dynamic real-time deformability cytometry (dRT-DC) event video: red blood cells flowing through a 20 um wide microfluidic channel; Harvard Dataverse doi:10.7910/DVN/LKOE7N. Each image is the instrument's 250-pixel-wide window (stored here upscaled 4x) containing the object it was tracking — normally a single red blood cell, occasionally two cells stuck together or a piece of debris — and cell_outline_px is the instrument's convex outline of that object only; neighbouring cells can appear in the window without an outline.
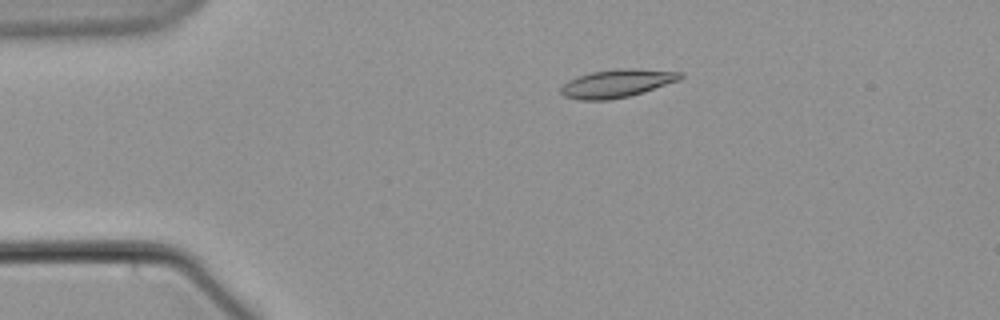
{"species": "common noctule bat (a hibernating species)", "species_latin": "Nyctalus noctula", "temperature_condition": "warm", "stored_images_in_passage": 4, "camera_frame_rate_fps": 3000, "um_per_image_px": 0.085, "animal": {"sex": "male", "body_mass_g": 21.5, "forearm_length_mm": 52.0}, "frame": {"image": 1, "passage_image": 3, "time_ms": 2.667, "image_size_px": [1000, 320], "cell_outline_px": [[684, 76], [680, 80], [644, 92], [628, 96], [608, 100], [580, 100], [564, 96], [560, 92], [560, 88], [568, 80], [592, 72], [624, 68], [636, 68], [684, 72]], "centroid_in_image_um": [52.48, 7.08], "position_along_channel_um": 32.5, "area_um2": 19.54}}